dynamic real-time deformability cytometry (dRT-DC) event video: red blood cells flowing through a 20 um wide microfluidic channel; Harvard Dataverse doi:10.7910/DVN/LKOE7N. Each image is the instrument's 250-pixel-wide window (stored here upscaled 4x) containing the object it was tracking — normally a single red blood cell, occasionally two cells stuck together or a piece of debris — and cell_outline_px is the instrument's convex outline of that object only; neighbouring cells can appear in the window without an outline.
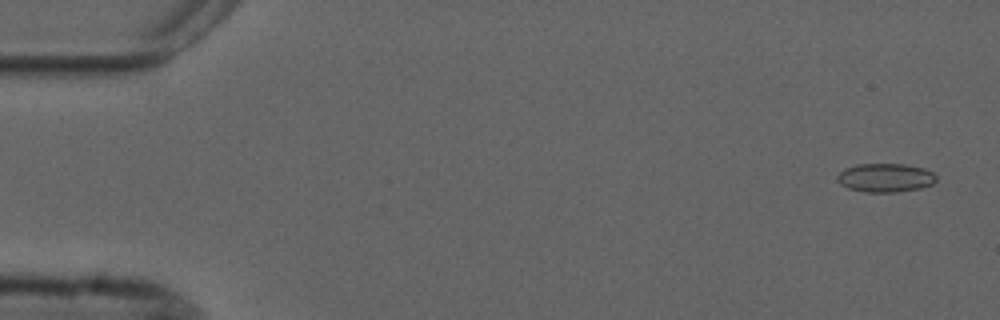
{"species": "common noctule bat (a hibernating species)", "species_latin": "Nyctalus noctula", "temperature_condition": "cold", "stored_images_in_passage": 6, "segment_of_instrument_passage": [1, 2], "camera_frame_rate_fps": 3000, "um_per_image_px": 0.085, "animal": {"sex": "male", "forearm_length_mm": 52.5}, "frame": {"image": 1, "passage_image": 1, "time_ms": 0.0, "image_size_px": [1000, 320], "cell_outline_px": [[936, 180], [932, 184], [920, 188], [896, 192], [864, 192], [848, 188], [840, 184], [836, 180], [836, 176], [844, 168], [856, 164], [904, 164], [924, 168], [932, 172], [936, 176]], "centroid_in_image_um": [75.22, 15.1], "position_along_channel_um": 9.8, "area_um2": 16.65}}
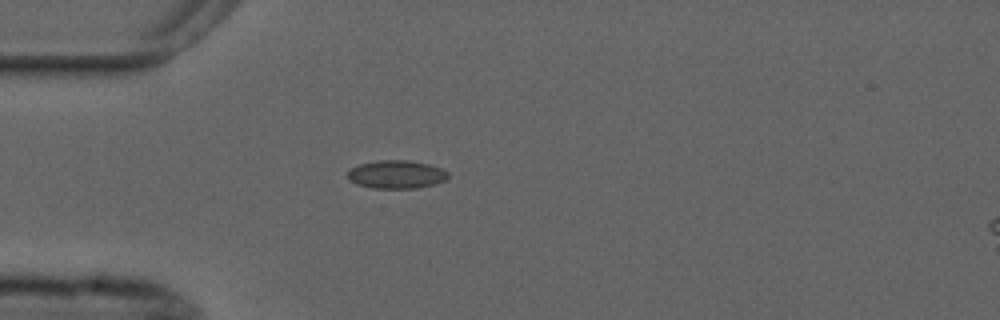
{"frame": {"image": 2, "passage_image": 5, "time_ms": 4.333, "image_size_px": [1000, 320], "cell_outline_px": [[448, 176], [444, 180], [436, 184], [416, 188], [372, 188], [356, 184], [348, 180], [348, 172], [352, 168], [360, 164], [380, 160], [408, 160], [428, 164], [440, 168], [448, 172]], "centroid_in_image_um": [33.69, 14.83], "position_along_channel_um": 51.3, "area_um2": 16.42}}